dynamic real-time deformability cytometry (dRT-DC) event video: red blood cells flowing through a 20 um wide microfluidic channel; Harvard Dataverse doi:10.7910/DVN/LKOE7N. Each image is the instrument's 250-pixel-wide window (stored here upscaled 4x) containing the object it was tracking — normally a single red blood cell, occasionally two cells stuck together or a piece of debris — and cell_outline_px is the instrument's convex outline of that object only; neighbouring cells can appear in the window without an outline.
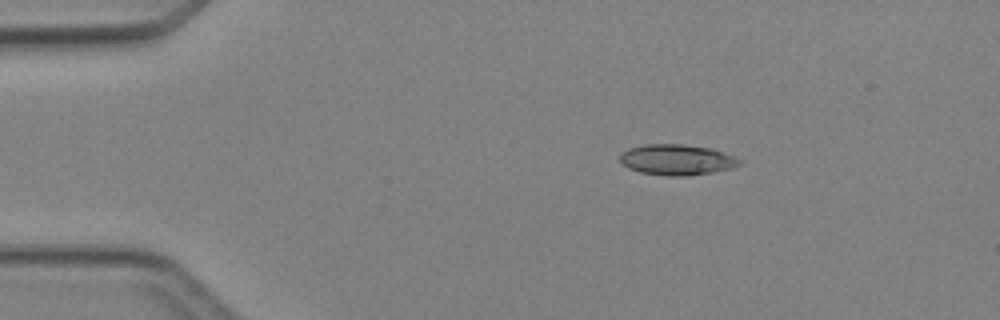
{"species": "Egyptian fruit bat (a non-hibernating species)", "species_latin": "Rousettus aegyptiacus", "temperature_condition": "cold", "stored_images_in_passage": 4, "camera_frame_rate_fps": 3000, "um_per_image_px": 0.085, "animal": {"sex": "female"}, "frame": {"image": 1, "passage_image": 3, "time_ms": 2.333, "image_size_px": [1000, 320], "cell_outline_px": [[740, 164], [732, 168], [712, 172], [688, 176], [668, 176], [640, 172], [628, 168], [620, 164], [620, 152], [628, 148], [644, 144], [684, 144], [712, 148], [732, 156], [740, 160]], "centroid_in_image_um": [57.47, 13.57], "position_along_channel_um": 27.5, "area_um2": 21.5}}